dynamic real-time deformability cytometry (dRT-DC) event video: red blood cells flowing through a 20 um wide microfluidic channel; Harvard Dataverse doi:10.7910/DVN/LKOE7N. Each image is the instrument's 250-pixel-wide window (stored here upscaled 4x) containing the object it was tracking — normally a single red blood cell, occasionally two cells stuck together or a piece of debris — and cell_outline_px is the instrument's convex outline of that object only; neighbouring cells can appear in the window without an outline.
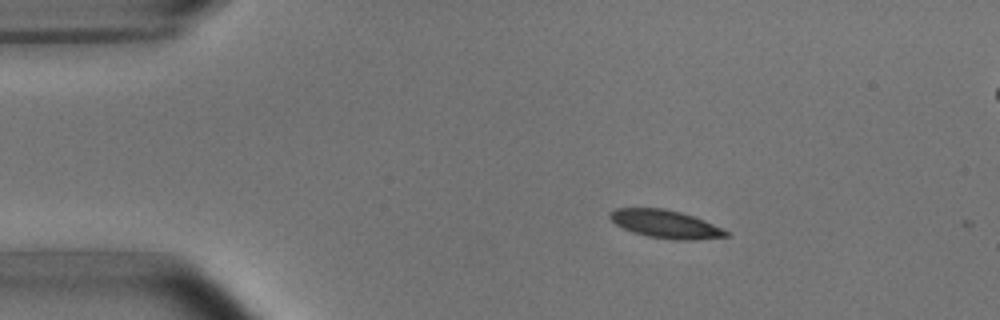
{"species": "common noctule bat (a hibernating species)", "species_latin": "Nyctalus noctula", "temperature_condition": "room temperature", "stored_images_in_passage": 2, "camera_frame_rate_fps": 3000, "um_per_image_px": 0.085, "animal": {"sex": "male", "body_mass_g": 15.6}, "frame": {"image": 1, "passage_image": 1, "time_ms": 0.0, "image_size_px": [1000, 320], "cell_outline_px": [[728, 236], [692, 240], [676, 240], [648, 236], [632, 232], [616, 224], [608, 216], [608, 212], [616, 208], [664, 208], [680, 212], [704, 220], [724, 228], [728, 232]], "centroid_in_image_um": [56.56, 19.04], "position_along_channel_um": 28.4, "area_um2": 18.9}}